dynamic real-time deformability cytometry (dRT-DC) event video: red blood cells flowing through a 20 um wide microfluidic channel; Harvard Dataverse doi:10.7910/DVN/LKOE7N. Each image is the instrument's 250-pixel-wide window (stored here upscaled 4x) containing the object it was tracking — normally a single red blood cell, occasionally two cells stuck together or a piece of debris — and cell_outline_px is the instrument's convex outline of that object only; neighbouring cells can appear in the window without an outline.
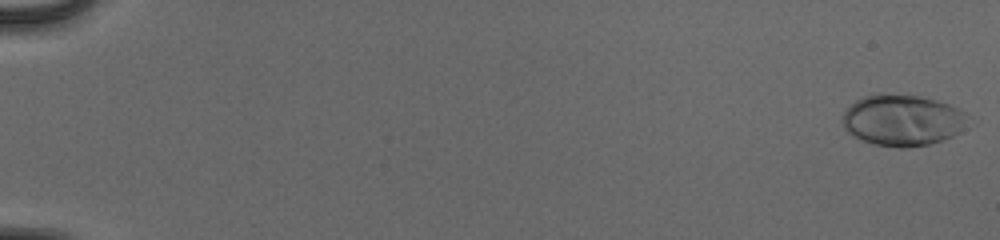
{"species": "human", "species_latin": "Homo sapiens", "temperature_condition": "cold", "stored_images_in_passage": 55, "camera_frame_rate_fps": 3000, "um_per_image_px": 0.085, "donor": {"sex": "male"}, "frame": {"image": 1, "passage_image": 2, "time_ms": 0.333, "image_size_px": [1000, 240], "cell_outline_px": [[964, 112], [956, 132], [952, 136], [928, 144], [908, 148], [900, 148], [872, 144], [852, 136], [844, 128], [844, 112], [856, 100], [864, 96], [876, 92], [880, 92], [920, 96], [936, 100], [960, 108]], "centroid_in_image_um": [76.6, 10.2], "position_along_channel_um": 8.4, "area_um2": 36.88}}
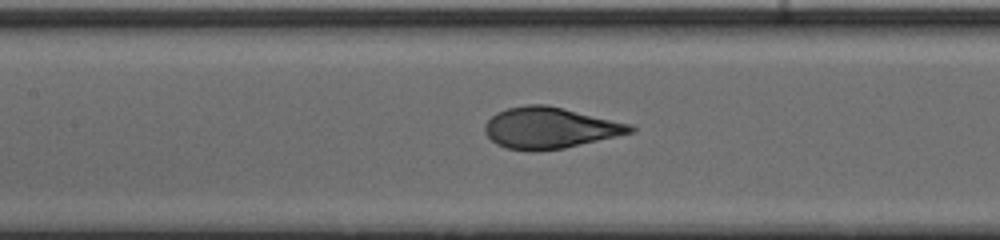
{"frame": {"image": 2, "passage_image": 29, "time_ms": 9.333, "image_size_px": [1000, 240], "cell_outline_px": [[636, 132], [564, 148], [536, 152], [532, 152], [508, 148], [496, 144], [484, 132], [484, 124], [496, 112], [508, 108], [528, 104], [548, 104], [632, 124], [636, 128]], "centroid_in_image_um": [46.76, 10.87], "position_along_channel_um": 160.6, "area_um2": 35.26}}
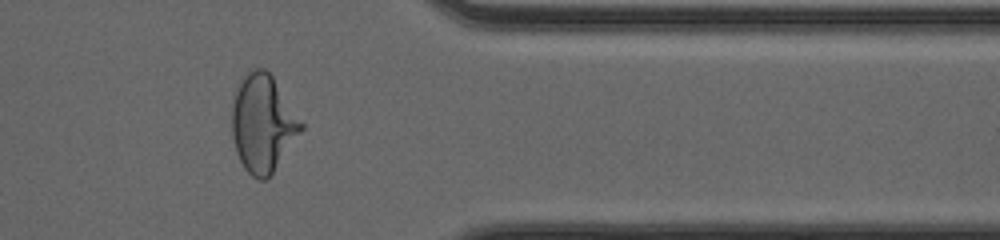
{"frame": {"image": 3, "passage_image": 47, "time_ms": 15.333, "image_size_px": [1000, 240], "cell_outline_px": [[304, 128], [272, 172], [264, 180], [260, 180], [252, 176], [244, 168], [236, 152], [232, 136], [232, 108], [236, 92], [248, 68], [264, 68], [272, 76], [304, 124]], "centroid_in_image_um": [22.33, 10.48], "position_along_channel_um": 389.1, "area_um2": 38.73}, "authors_computed_cell_mechanics": {"area_um2": 35.7204, "velocity_mm_per_s": 3.9557, "shape_relaxation_time_tau1_ms": 4.7835, "shape_relaxation_time_tau2_ms": null, "deformation_change_tau1": 0.2267, "deformation_change_tau2": null}}